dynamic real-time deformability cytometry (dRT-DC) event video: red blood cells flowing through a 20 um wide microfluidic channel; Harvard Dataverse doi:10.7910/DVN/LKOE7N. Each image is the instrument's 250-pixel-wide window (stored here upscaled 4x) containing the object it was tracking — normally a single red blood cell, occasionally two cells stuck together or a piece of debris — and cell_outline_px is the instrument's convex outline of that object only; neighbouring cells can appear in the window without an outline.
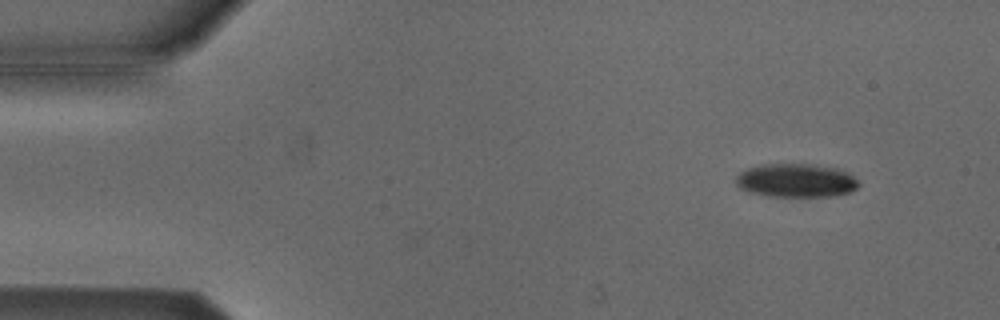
{"species": "Egyptian fruit bat (a non-hibernating species)", "species_latin": "Rousettus aegyptiacus", "temperature_condition": "cold", "stored_images_in_passage": 43, "camera_frame_rate_fps": 3000, "um_per_image_px": 0.085, "animal": {"sex": "male"}, "frame": {"image": 1, "passage_image": 1, "time_ms": 0.0, "image_size_px": [1000, 320], "cell_outline_px": [[860, 184], [856, 188], [848, 192], [836, 196], [768, 196], [748, 192], [740, 188], [736, 184], [736, 176], [744, 168], [764, 164], [816, 164], [840, 168], [848, 172]], "centroid_in_image_um": [67.65, 15.33], "position_along_channel_um": 17.4, "area_um2": 24.28}}
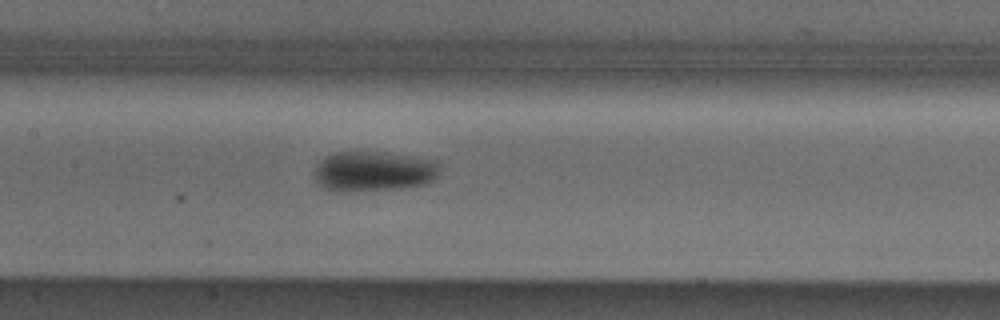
{"frame": {"image": 2, "passage_image": 21, "time_ms": 6.667, "image_size_px": [1000, 320], "cell_outline_px": [[440, 168], [436, 176], [432, 180], [424, 184], [400, 188], [356, 192], [328, 192], [316, 184], [316, 164], [324, 156], [336, 152], [376, 152], [412, 156], [440, 160]], "centroid_in_image_um": [31.72, 14.58], "position_along_channel_um": 175.7, "area_um2": 29.88}}
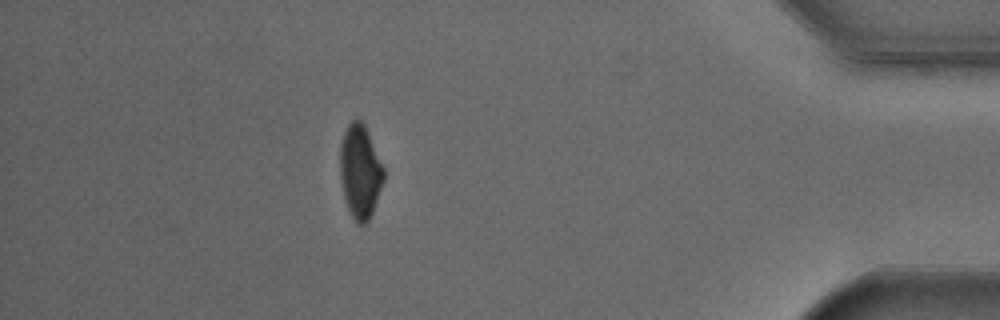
{"frame": {"image": 3, "passage_image": 43, "time_ms": 14.0, "image_size_px": [1000, 320], "cell_outline_px": [[384, 180], [372, 212], [368, 220], [364, 224], [356, 224], [348, 208], [344, 196], [340, 176], [340, 144], [344, 132], [348, 124], [352, 120], [360, 120], [364, 124], [368, 132], [384, 168]], "centroid_in_image_um": [30.6, 14.57], "position_along_channel_um": 404.6, "area_um2": 23.58}, "authors_computed_cell_mechanics": {"area_um2": 26.9926, "velocity_mm_per_s": 3.8111, "shape_relaxation_time_tau1_ms": 3.4108, "shape_relaxation_time_tau2_ms": null, "deformation_change_tau1": 0.1252, "deformation_change_tau2": null}}